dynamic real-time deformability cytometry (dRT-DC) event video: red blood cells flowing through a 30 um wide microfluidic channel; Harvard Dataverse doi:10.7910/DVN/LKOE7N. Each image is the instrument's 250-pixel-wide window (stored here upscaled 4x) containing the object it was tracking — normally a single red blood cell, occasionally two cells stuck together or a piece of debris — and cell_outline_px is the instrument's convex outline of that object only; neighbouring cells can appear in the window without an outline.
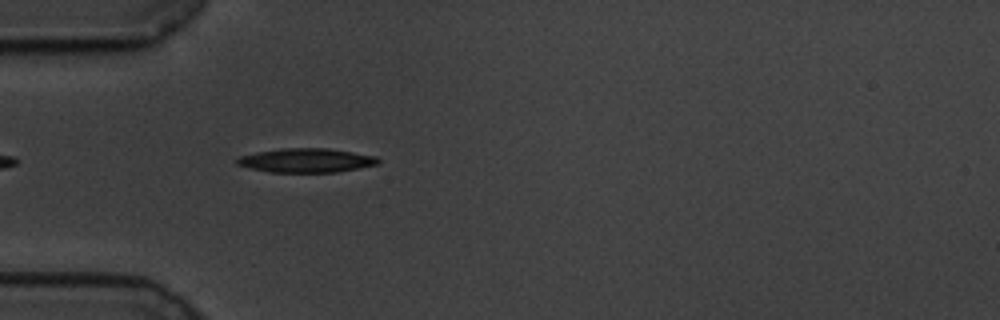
{"species": "common noctule bat (a hibernating species)", "species_latin": "Nyctalus noctula", "temperature_condition": "cold", "stored_images_in_passage": 43, "camera_frame_rate_fps": 3000, "um_per_image_px": 0.085, "animal": {"sex": "male", "body_mass_g": 19.5, "forearm_length_mm": 54.6}, "frame": {"image": 1, "passage_image": 2, "time_ms": 0.333, "image_size_px": [1000, 320], "cell_outline_px": [[380, 164], [360, 168], [336, 172], [268, 172], [236, 164], [236, 160], [240, 156], [256, 152], [280, 148], [328, 148], [376, 156], [380, 160]], "centroid_in_image_um": [26.06, 13.63], "position_along_channel_um": 58.9, "area_um2": 19.83}}
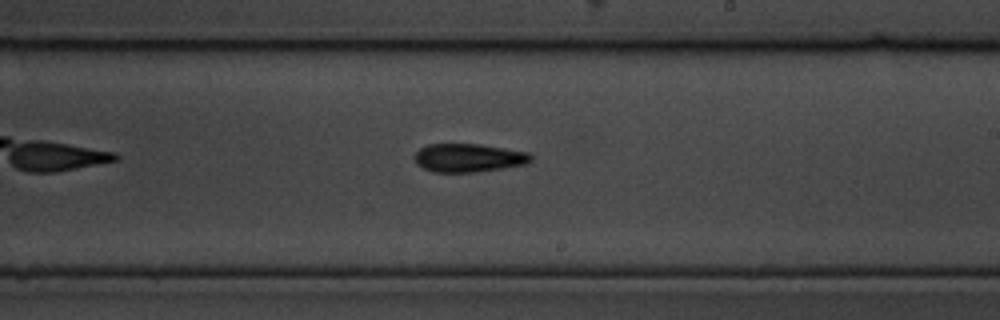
{"frame": {"image": 2, "passage_image": 19, "time_ms": 6.0, "image_size_px": [1000, 320], "cell_outline_px": [[532, 160], [524, 164], [500, 168], [472, 172], [432, 172], [416, 164], [412, 156], [420, 148], [428, 144], [480, 144], [528, 152], [532, 156]], "centroid_in_image_um": [39.77, 13.41], "position_along_channel_um": 249.2, "area_um2": 19.19}}
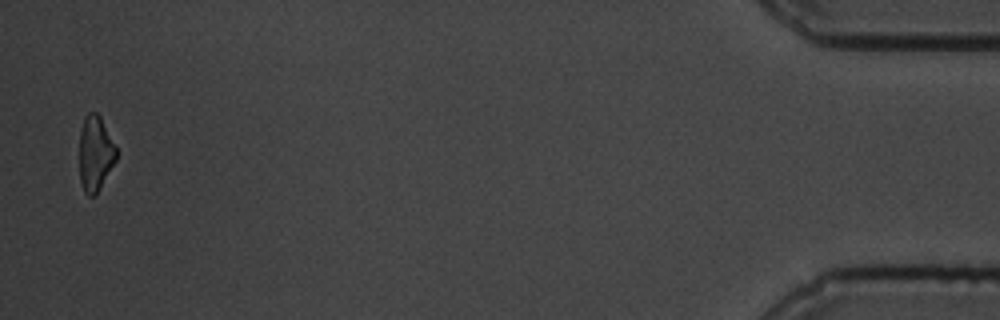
{"frame": {"image": 3, "passage_image": 42, "time_ms": 13.667, "image_size_px": [1000, 320], "cell_outline_px": [[116, 160], [100, 188], [92, 196], [88, 196], [84, 192], [80, 180], [80, 128], [84, 116], [88, 112], [96, 112], [100, 116], [116, 148]], "centroid_in_image_um": [8.08, 13.02], "position_along_channel_um": 427.1, "area_um2": 16.01}, "authors_computed_cell_mechanics": {"area_um2": 19.074, "velocity_mm_per_s": 3.4343, "shape_relaxation_time_tau1_ms": 5.984, "shape_relaxation_time_tau2_ms": 8.3627, "deformation_change_tau1": 0.1762, "deformation_change_tau2": 0.1935}}